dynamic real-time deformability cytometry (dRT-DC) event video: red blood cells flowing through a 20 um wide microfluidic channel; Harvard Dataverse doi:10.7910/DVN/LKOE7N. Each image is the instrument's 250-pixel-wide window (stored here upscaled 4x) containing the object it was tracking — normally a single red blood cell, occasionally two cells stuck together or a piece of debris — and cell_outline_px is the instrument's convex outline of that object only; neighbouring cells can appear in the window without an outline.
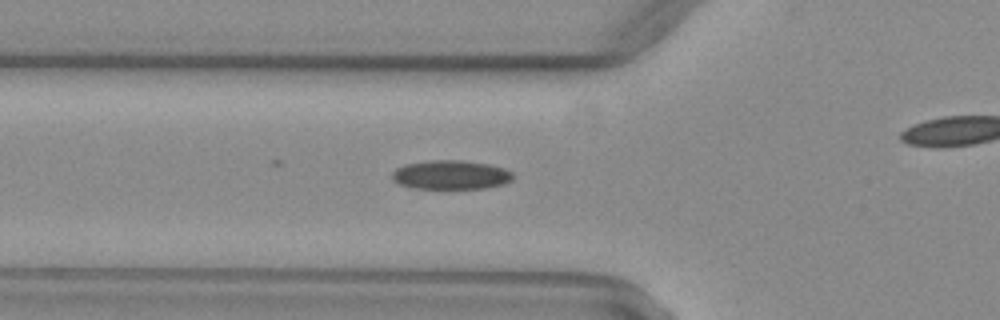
{"species": "common noctule bat (a hibernating species)", "species_latin": "Nyctalus noctula", "temperature_condition": "warm", "stored_images_in_passage": 29, "camera_frame_rate_fps": 3000, "um_per_image_px": 0.085, "animal": {"sex": "female", "body_mass_g": 29.2, "forearm_length_mm": 56.3}, "frame": {"image": 1, "passage_image": 16, "time_ms": 5.0, "image_size_px": [1000, 320], "cell_outline_px": [[512, 180], [504, 184], [484, 188], [416, 188], [400, 184], [392, 180], [392, 172], [396, 168], [404, 164], [432, 160], [464, 160], [488, 164], [504, 168], [512, 172]], "centroid_in_image_um": [38.32, 14.85], "position_along_channel_um": 87.5, "area_um2": 20.4}}